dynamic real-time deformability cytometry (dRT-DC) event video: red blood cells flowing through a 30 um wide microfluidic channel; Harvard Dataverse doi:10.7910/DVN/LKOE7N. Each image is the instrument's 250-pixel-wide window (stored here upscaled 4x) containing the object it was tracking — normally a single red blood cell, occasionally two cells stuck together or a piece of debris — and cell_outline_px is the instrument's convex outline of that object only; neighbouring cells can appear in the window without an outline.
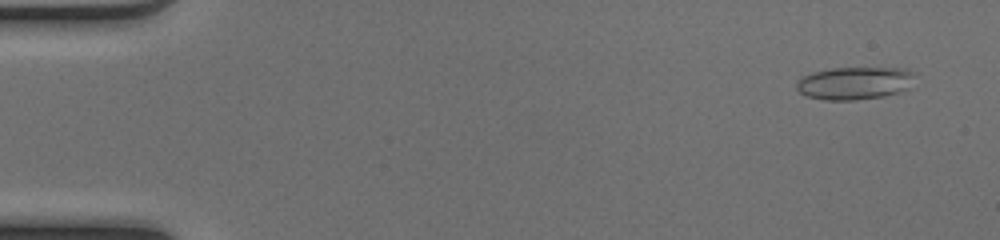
{"species": "common noctule bat (a hibernating species)", "species_latin": "Nyctalus noctula", "temperature_condition": "cold", "stored_images_in_passage": 50, "camera_frame_rate_fps": 3000, "um_per_image_px": 0.085, "animal": {"sex": "female", "body_mass_g": 17.0, "forearm_length_mm": 48.0}, "frame": {"image": 1, "passage_image": 3, "time_ms": 0.667, "image_size_px": [1000, 240], "cell_outline_px": [[916, 72], [912, 88], [900, 92], [884, 96], [856, 100], [824, 100], [808, 96], [800, 92], [796, 88], [796, 80], [812, 72], [832, 68], [908, 68]], "centroid_in_image_um": [72.72, 7.06], "position_along_channel_um": 12.3, "area_um2": 23.0}}
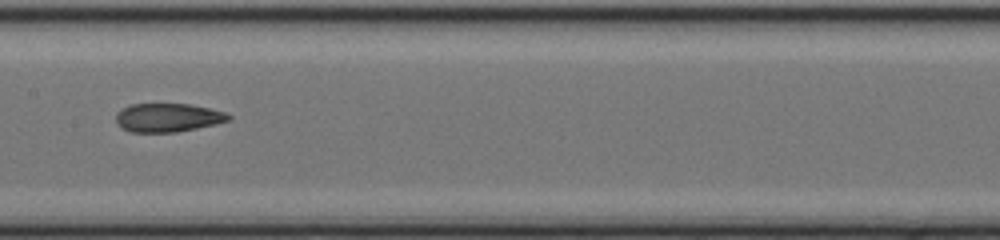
{"frame": {"image": 2, "passage_image": 26, "time_ms": 8.333, "image_size_px": [1000, 240], "cell_outline_px": [[232, 120], [216, 124], [176, 132], [132, 132], [120, 128], [116, 120], [116, 116], [124, 108], [132, 104], [188, 104], [208, 108], [224, 112], [232, 116]], "centroid_in_image_um": [14.3, 10.0], "position_along_channel_um": 193.1, "area_um2": 18.61}}
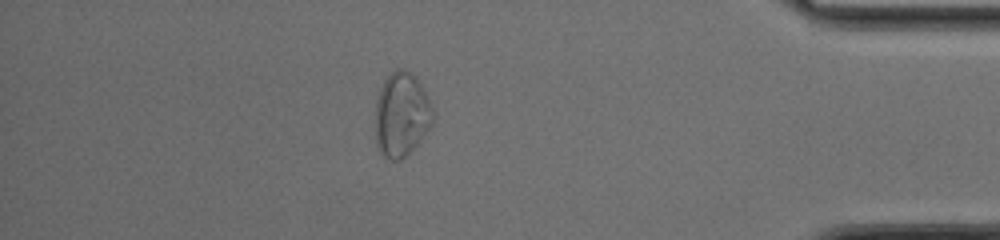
{"frame": {"image": 3, "passage_image": 44, "time_ms": 14.333, "image_size_px": [1000, 240], "cell_outline_px": [[432, 124], [416, 144], [400, 160], [392, 160], [380, 156], [376, 144], [376, 100], [380, 88], [384, 80], [396, 68], [400, 68], [416, 76], [432, 108]], "centroid_in_image_um": [34.09, 9.75], "position_along_channel_um": 401.1, "area_um2": 27.86}, "authors_computed_cell_mechanics": {"area_um2": 20.519, "velocity_mm_per_s": 4.1068, "shape_relaxation_time_tau1_ms": null, "shape_relaxation_time_tau2_ms": 2.1844, "deformation_change_tau1": null, "deformation_change_tau2": 0.0774}}